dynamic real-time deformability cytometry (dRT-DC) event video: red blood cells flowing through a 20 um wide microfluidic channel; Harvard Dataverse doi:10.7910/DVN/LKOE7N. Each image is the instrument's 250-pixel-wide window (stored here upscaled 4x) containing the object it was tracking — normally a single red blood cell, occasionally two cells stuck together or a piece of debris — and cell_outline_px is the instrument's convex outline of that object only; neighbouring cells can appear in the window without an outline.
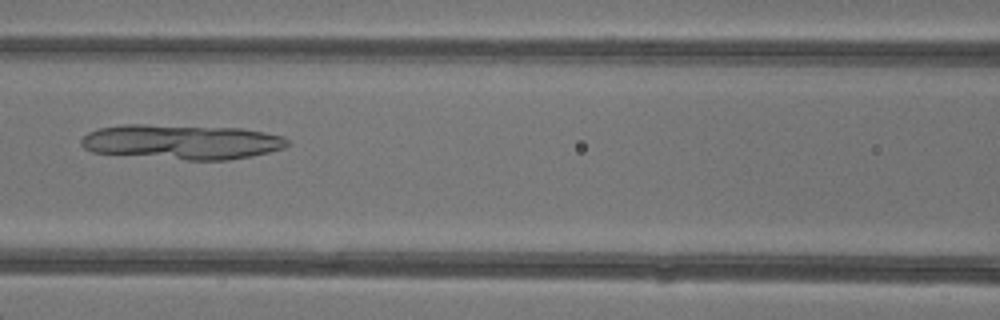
{"species": "common noctule bat (a hibernating species)", "species_latin": "Nyctalus noctula", "temperature_condition": "warm", "stored_images_in_passage": 5, "camera_frame_rate_fps": 3000, "um_per_image_px": 0.085, "animal": {"sex": "female"}, "frame": {"image": 1, "passage_image": 4, "time_ms": 3.333, "image_size_px": [1000, 320], "cell_outline_px": [[288, 144], [284, 148], [252, 156], [228, 160], [188, 160], [92, 152], [84, 148], [80, 144], [80, 140], [88, 132], [100, 128], [124, 124], [144, 124], [240, 128], [264, 132], [284, 136], [288, 140]], "centroid_in_image_um": [15.45, 12.06], "position_along_channel_um": 151.1, "area_um2": 41.91}}